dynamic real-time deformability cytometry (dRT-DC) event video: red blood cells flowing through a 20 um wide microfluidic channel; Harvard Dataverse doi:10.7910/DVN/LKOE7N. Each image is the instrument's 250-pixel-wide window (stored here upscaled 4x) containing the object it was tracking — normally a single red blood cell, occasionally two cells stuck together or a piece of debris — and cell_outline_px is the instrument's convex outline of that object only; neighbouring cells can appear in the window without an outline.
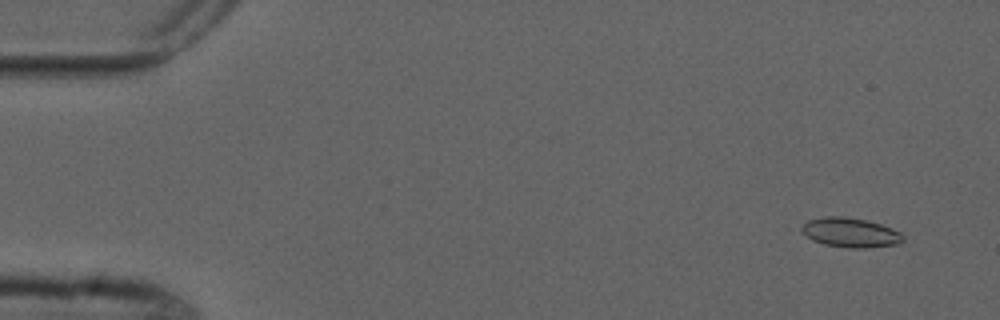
{"species": "common noctule bat (a hibernating species)", "species_latin": "Nyctalus noctula", "temperature_condition": "cold", "stored_images_in_passage": 4, "camera_frame_rate_fps": 3000, "um_per_image_px": 0.085, "animal": {"sex": "male", "forearm_length_mm": 52.5}, "frame": {"image": 1, "passage_image": 1, "time_ms": 0.0, "image_size_px": [1000, 320], "cell_outline_px": [[904, 240], [900, 244], [864, 248], [848, 248], [824, 244], [812, 240], [800, 228], [808, 220], [824, 216], [844, 216], [864, 220], [880, 224], [892, 228], [900, 232], [904, 236]], "centroid_in_image_um": [72.31, 19.77], "position_along_channel_um": 12.7, "area_um2": 17.4}}
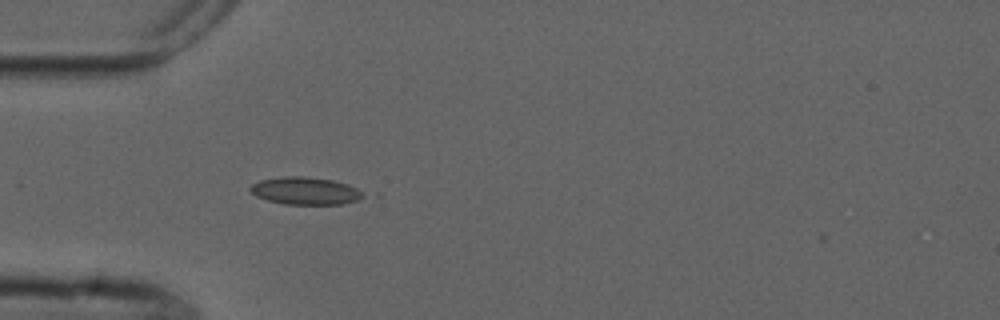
{"frame": {"image": 2, "passage_image": 4, "time_ms": 4.333, "image_size_px": [1000, 320], "cell_outline_px": [[364, 196], [356, 200], [340, 204], [284, 204], [268, 200], [256, 196], [248, 188], [252, 184], [260, 180], [284, 176], [304, 176], [332, 180], [348, 184], [364, 192]], "centroid_in_image_um": [25.94, 16.21], "position_along_channel_um": 59.1, "area_um2": 17.98}}